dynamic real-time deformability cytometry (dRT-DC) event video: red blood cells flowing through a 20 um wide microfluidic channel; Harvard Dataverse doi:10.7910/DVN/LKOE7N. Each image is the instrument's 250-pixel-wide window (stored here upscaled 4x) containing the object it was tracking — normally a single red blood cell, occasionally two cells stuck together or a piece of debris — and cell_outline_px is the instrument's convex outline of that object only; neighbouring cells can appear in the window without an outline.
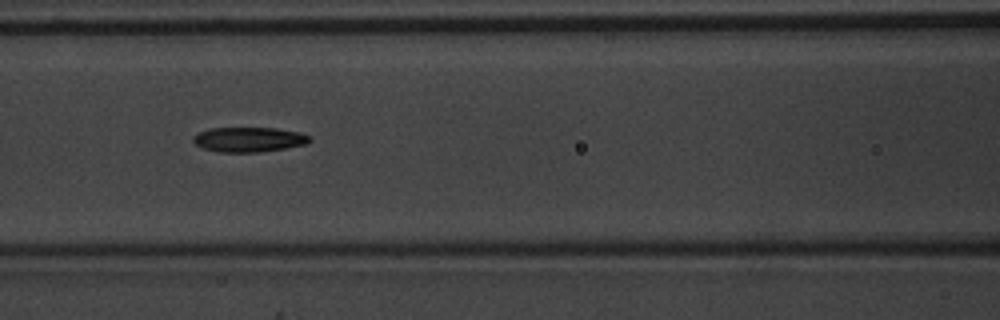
{"species": "common noctule bat (a hibernating species)", "species_latin": "Nyctalus noctula", "temperature_condition": "warm", "stored_images_in_passage": 8, "camera_frame_rate_fps": 3000, "um_per_image_px": 0.085, "animal": {"sex": "male", "body_mass_g": 20.1, "forearm_length_mm": 53.5}, "frame": {"image": 1, "passage_image": 6, "time_ms": 1.667, "image_size_px": [1000, 320], "cell_outline_px": [[312, 140], [308, 144], [260, 152], [220, 152], [204, 148], [196, 144], [192, 140], [192, 136], [208, 128], [276, 128], [296, 132], [308, 136]], "centroid_in_image_um": [21.13, 11.86], "position_along_channel_um": 145.5, "area_um2": 16.7}}
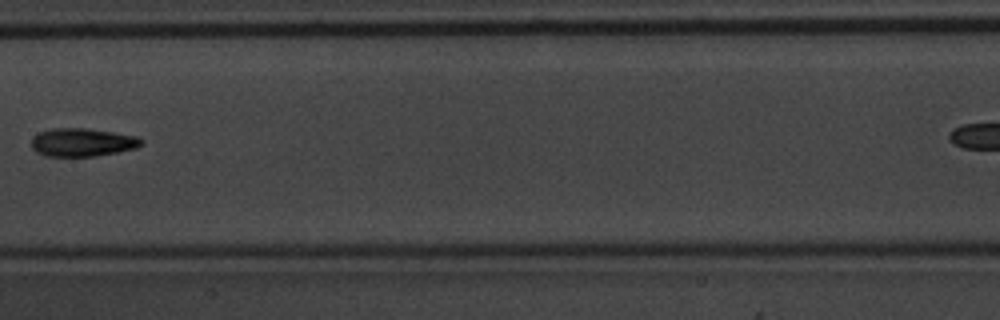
{"frame": {"image": 2, "passage_image": 7, "time_ms": 2.0, "image_size_px": [1000, 320], "cell_outline_px": [[144, 144], [136, 148], [120, 152], [96, 156], [44, 156], [36, 152], [32, 148], [32, 136], [40, 132], [52, 128], [88, 128], [136, 136], [144, 140]], "centroid_in_image_um": [7.01, 12.1], "position_along_channel_um": 200.4, "area_um2": 18.26}}